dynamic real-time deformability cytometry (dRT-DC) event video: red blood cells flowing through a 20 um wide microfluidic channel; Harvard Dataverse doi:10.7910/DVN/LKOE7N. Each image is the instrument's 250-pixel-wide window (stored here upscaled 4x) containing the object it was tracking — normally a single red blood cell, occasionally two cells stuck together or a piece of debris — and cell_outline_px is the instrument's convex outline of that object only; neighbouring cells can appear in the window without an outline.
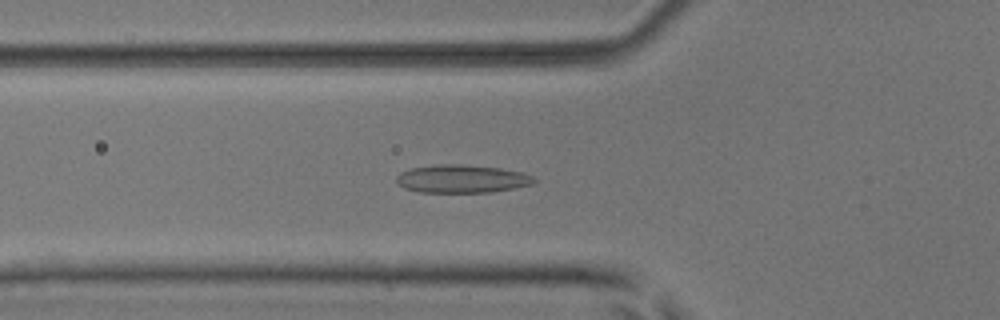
{"species": "common noctule bat (a hibernating species)", "species_latin": "Nyctalus noctula", "temperature_condition": "room temperature", "stored_images_in_passage": 52, "camera_frame_rate_fps": 3000, "um_per_image_px": 0.085, "animal": {"sex": "male", "body_mass_g": 17.9, "forearm_length_mm": 54.2}, "frame": {"image": 1, "passage_image": 19, "time_ms": 6.0, "image_size_px": [1000, 320], "cell_outline_px": [[536, 180], [532, 184], [492, 192], [420, 192], [404, 188], [396, 180], [396, 176], [400, 172], [412, 168], [436, 164], [460, 164], [500, 168], [524, 172], [532, 176]], "centroid_in_image_um": [39.25, 15.19], "position_along_channel_um": 86.5, "area_um2": 22.43}}
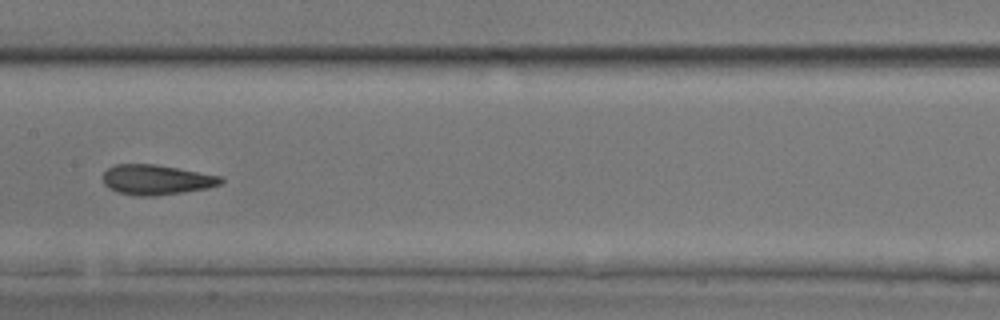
{"frame": {"image": 2, "passage_image": 27, "time_ms": 8.667, "image_size_px": [1000, 320], "cell_outline_px": [[224, 180], [220, 184], [208, 188], [184, 192], [156, 196], [136, 196], [116, 192], [108, 188], [104, 184], [104, 172], [108, 168], [116, 164], [156, 164], [220, 176]], "centroid_in_image_um": [13.27, 15.29], "position_along_channel_um": 194.1, "area_um2": 20.63}}
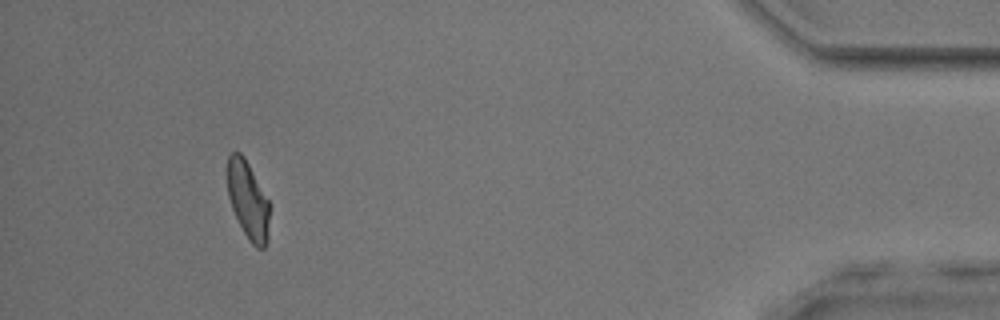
{"frame": {"image": 3, "passage_image": 48, "time_ms": 15.667, "image_size_px": [1000, 320], "cell_outline_px": [[268, 240], [264, 248], [256, 248], [248, 240], [232, 208], [228, 196], [228, 156], [232, 152], [240, 152], [244, 156], [268, 200]], "centroid_in_image_um": [21.07, 17.02], "position_along_channel_um": 414.1, "area_um2": 18.67}, "authors_computed_cell_mechanics": {"area_um2": 20.6346, "velocity_mm_per_s": 4.0343, "shape_relaxation_time_tau1_ms": 8.7559, "shape_relaxation_time_tau2_ms": 1.6647, "deformation_change_tau1": 0.1979, "deformation_change_tau2": 0.0858}}